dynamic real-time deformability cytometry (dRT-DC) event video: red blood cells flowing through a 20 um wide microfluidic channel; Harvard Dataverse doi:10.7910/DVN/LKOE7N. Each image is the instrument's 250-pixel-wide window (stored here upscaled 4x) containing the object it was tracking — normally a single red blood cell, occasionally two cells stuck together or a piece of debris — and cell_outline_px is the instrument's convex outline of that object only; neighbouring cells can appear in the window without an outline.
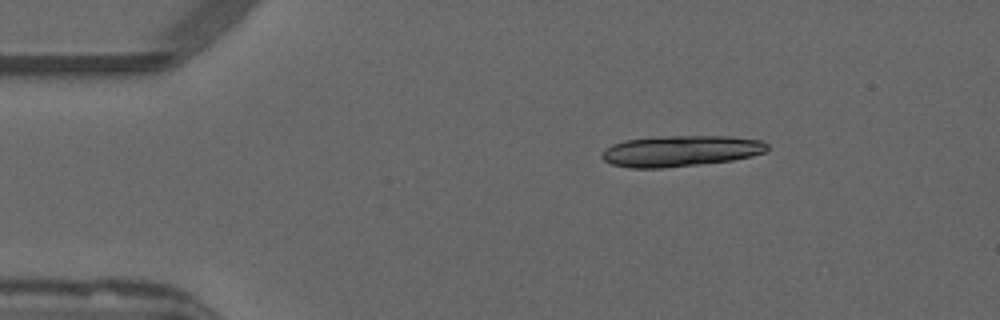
{"species": "common noctule bat (a hibernating species)", "species_latin": "Nyctalus noctula", "temperature_condition": "warm", "stored_images_in_passage": 10, "camera_frame_rate_fps": 3000, "um_per_image_px": 0.085, "animal": {"sex": "male", "forearm_length_mm": 52.5}, "frame": {"image": 1, "passage_image": 1, "time_ms": 0.0, "image_size_px": [1000, 320], "cell_outline_px": [[768, 148], [764, 152], [752, 156], [732, 160], [700, 164], [664, 168], [628, 168], [612, 164], [604, 160], [600, 156], [612, 144], [624, 140], [668, 136], [728, 136], [760, 140], [768, 144]], "centroid_in_image_um": [57.85, 12.84], "position_along_channel_um": 27.1, "area_um2": 29.71}}